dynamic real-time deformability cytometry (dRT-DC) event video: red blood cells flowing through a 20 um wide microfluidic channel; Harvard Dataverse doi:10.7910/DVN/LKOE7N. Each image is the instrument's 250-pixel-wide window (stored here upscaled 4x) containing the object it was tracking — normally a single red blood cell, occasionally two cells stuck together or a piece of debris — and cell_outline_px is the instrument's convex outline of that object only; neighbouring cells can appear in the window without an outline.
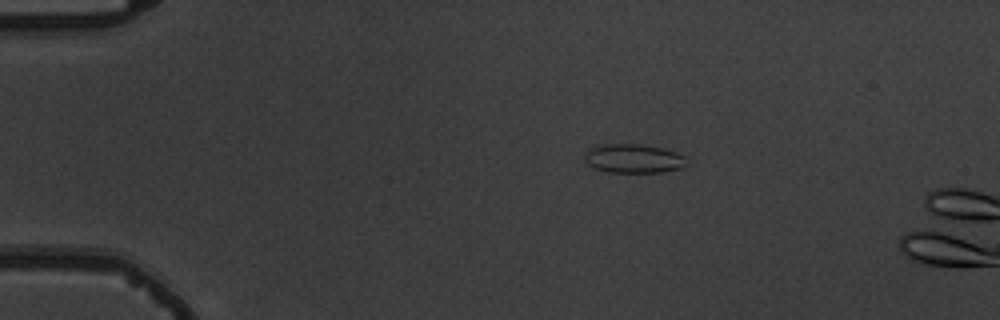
{"species": "common noctule bat (a hibernating species)", "species_latin": "Nyctalus noctula", "temperature_condition": "warm", "stored_images_in_passage": 5, "camera_frame_rate_fps": 3000, "um_per_image_px": 0.085, "animal": {"sex": "male", "body_mass_g": 19.5, "forearm_length_mm": 54.6}, "frame": {"image": 1, "passage_image": 3, "time_ms": 2.333, "image_size_px": [1000, 320], "cell_outline_px": [[688, 164], [684, 168], [660, 172], [608, 172], [596, 168], [588, 164], [584, 160], [584, 156], [588, 148], [596, 144], [636, 144], [664, 148], [676, 152], [684, 156]], "centroid_in_image_um": [53.85, 13.47], "position_along_channel_um": 31.2, "area_um2": 17.4}}